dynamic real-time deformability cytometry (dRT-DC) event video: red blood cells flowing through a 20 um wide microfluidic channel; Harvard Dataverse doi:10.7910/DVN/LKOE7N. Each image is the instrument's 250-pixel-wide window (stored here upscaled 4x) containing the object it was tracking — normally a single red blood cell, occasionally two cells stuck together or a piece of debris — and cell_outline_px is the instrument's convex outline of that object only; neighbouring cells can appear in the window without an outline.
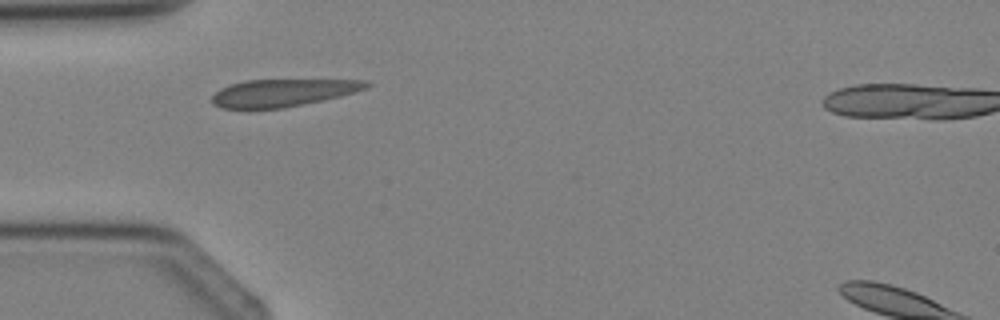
{"species": "Egyptian fruit bat (a non-hibernating species)", "species_latin": "Rousettus aegyptiacus", "temperature_condition": "cold", "stored_images_in_passage": 1, "camera_frame_rate_fps": 3000, "um_per_image_px": 0.085, "animal": {"sex": "female"}, "frame": {"image": 1, "passage_image": 1, "time_ms": 0.0, "image_size_px": [1000, 320], "cell_outline_px": [[372, 84], [368, 88], [340, 96], [304, 104], [284, 108], [248, 112], [220, 108], [212, 100], [212, 96], [220, 88], [228, 84], [244, 80], [368, 80]], "centroid_in_image_um": [23.96, 7.92], "position_along_channel_um": 61.0, "area_um2": 25.49}}